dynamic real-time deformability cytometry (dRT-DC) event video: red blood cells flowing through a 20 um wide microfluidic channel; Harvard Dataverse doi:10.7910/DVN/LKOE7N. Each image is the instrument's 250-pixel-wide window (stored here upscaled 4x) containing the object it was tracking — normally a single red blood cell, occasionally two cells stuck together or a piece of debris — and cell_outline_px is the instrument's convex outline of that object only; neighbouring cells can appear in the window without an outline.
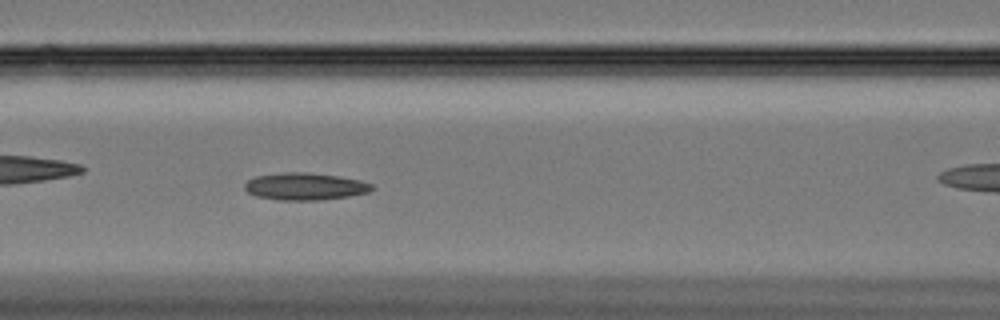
{"species": "Egyptian fruit bat (a non-hibernating species)", "species_latin": "Rousettus aegyptiacus", "temperature_condition": "cold", "stored_images_in_passage": 50, "camera_frame_rate_fps": 3000, "um_per_image_px": 0.085, "animal": {"sex": "female"}, "frame": {"image": 1, "passage_image": 15, "time_ms": 4.667, "image_size_px": [1000, 320], "cell_outline_px": [[376, 188], [368, 192], [348, 196], [316, 200], [280, 200], [256, 196], [248, 192], [244, 188], [244, 184], [248, 180], [256, 176], [284, 172], [308, 172], [336, 176], [360, 180], [372, 184]], "centroid_in_image_um": [25.92, 15.84], "position_along_channel_um": 140.7, "area_um2": 20.06}}